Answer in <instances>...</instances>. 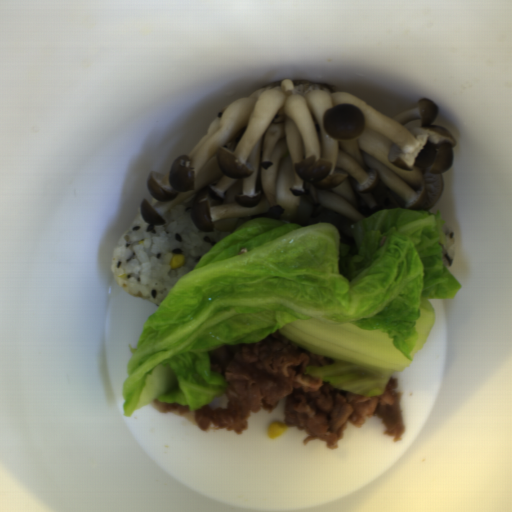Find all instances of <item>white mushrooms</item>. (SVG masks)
<instances>
[{
	"label": "white mushrooms",
	"mask_w": 512,
	"mask_h": 512,
	"mask_svg": "<svg viewBox=\"0 0 512 512\" xmlns=\"http://www.w3.org/2000/svg\"><path fill=\"white\" fill-rule=\"evenodd\" d=\"M440 105L418 100L390 118L326 82L270 81L238 97L166 174L149 172L156 201L141 216L163 215L193 196L201 233L232 232L247 220L334 224L339 242L375 211H431L453 164L455 138L434 124Z\"/></svg>",
	"instance_id": "obj_1"
}]
</instances>
